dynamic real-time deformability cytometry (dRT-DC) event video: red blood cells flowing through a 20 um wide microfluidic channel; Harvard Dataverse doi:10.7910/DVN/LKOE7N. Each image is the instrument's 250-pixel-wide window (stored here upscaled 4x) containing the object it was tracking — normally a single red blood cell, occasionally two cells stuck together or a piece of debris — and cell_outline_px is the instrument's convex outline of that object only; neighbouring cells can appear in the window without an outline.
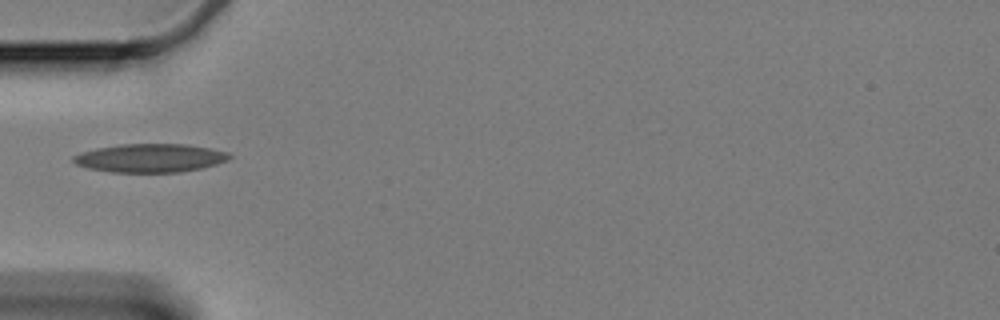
{"species": "Egyptian fruit bat (a non-hibernating species)", "species_latin": "Rousettus aegyptiacus", "temperature_condition": "cold", "stored_images_in_passage": 42, "camera_frame_rate_fps": 3000, "um_per_image_px": 0.085, "animal": {"sex": "female"}, "frame": {"image": 1, "passage_image": 1, "time_ms": 0.0, "image_size_px": [1000, 320], "cell_outline_px": [[232, 156], [228, 160], [216, 164], [200, 168], [180, 172], [112, 172], [88, 168], [76, 164], [72, 160], [72, 156], [96, 148], [120, 144], [188, 144], [228, 152]], "centroid_in_image_um": [12.77, 13.43], "position_along_channel_um": 72.2, "area_um2": 25.78}}
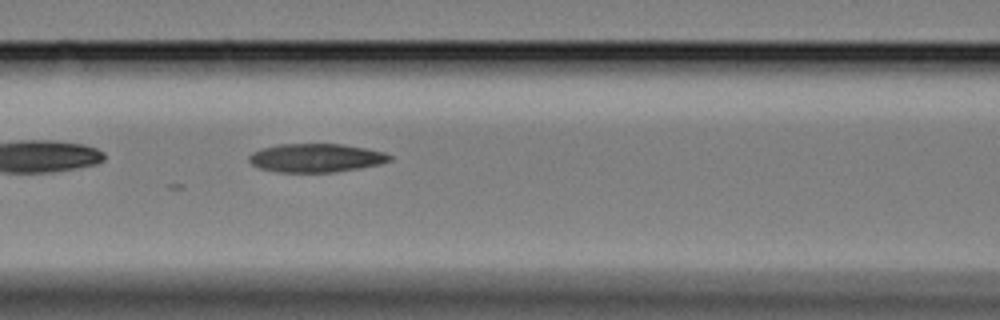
{"frame": {"image": 2, "passage_image": 7, "time_ms": 2.0, "image_size_px": [1000, 320], "cell_outline_px": [[392, 160], [380, 164], [360, 168], [332, 172], [276, 172], [260, 168], [252, 164], [248, 160], [248, 156], [252, 152], [264, 148], [280, 144], [340, 144], [364, 148], [384, 152], [392, 156]], "centroid_in_image_um": [26.86, 13.42], "position_along_channel_um": 139.7, "area_um2": 23.29}}
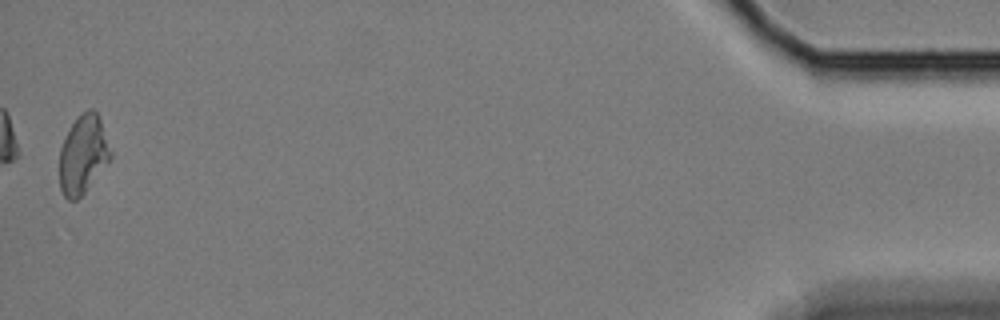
{"frame": {"image": 3, "passage_image": 41, "time_ms": 13.333, "image_size_px": [1000, 320], "cell_outline_px": [[112, 156], [84, 192], [76, 200], [68, 200], [64, 196], [60, 188], [60, 148], [72, 124], [80, 112], [88, 108], [92, 108], [96, 112], [100, 120], [112, 152]], "centroid_in_image_um": [7.05, 13.11], "position_along_channel_um": 428.1, "area_um2": 22.95}}